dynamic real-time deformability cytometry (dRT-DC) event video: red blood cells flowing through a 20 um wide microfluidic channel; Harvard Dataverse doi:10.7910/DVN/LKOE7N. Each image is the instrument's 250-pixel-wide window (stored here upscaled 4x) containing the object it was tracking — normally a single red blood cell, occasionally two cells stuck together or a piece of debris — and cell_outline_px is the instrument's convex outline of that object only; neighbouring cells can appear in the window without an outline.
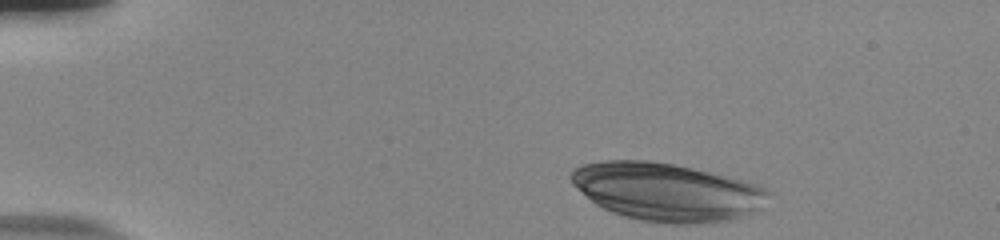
{"species": "human", "species_latin": "Homo sapiens", "temperature_condition": "room temperature", "stored_images_in_passage": 21, "camera_frame_rate_fps": 3000, "um_per_image_px": 0.085, "donor": {"sex": "male"}, "frame": {"image": 1, "passage_image": 1, "time_ms": 0.0, "image_size_px": [1000, 240], "cell_outline_px": [[768, 192], [760, 208], [728, 220], [716, 224], [664, 224], [640, 220], [624, 216], [612, 212], [596, 204], [572, 184], [572, 172], [576, 168], [584, 164], [604, 160], [648, 160], [672, 164], [692, 168], [752, 184]], "centroid_in_image_um": [56.59, 16.33], "position_along_channel_um": 28.4, "area_um2": 65.49}}
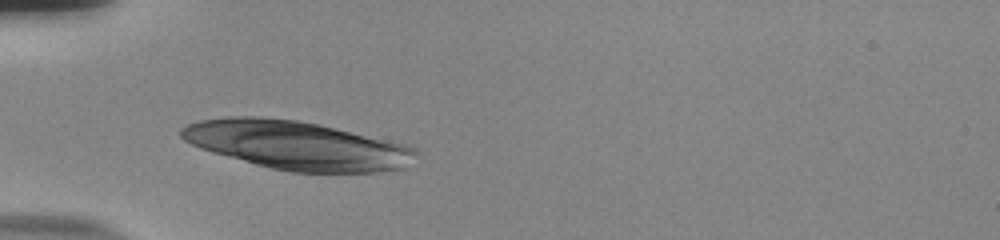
{"frame": {"image": 2, "passage_image": 10, "time_ms": 3.0, "image_size_px": [1000, 240], "cell_outline_px": [[416, 152], [400, 168], [376, 172], [292, 172], [272, 168], [256, 164], [212, 152], [200, 148], [184, 140], [180, 136], [180, 128], [188, 124], [200, 120], [228, 116], [260, 116], [296, 120], [316, 124], [400, 144], [412, 148]], "centroid_in_image_um": [25.06, 12.33], "position_along_channel_um": 59.9, "area_um2": 64.79}}